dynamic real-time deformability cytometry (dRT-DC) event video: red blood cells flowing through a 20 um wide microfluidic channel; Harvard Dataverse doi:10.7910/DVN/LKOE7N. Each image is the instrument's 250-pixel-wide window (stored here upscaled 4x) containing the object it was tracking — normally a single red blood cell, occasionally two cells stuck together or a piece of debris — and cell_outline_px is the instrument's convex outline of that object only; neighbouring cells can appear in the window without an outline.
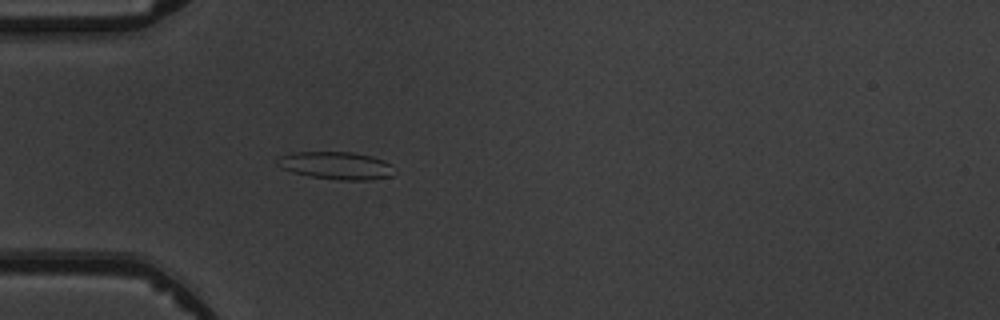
{"species": "common noctule bat (a hibernating species)", "species_latin": "Nyctalus noctula", "temperature_condition": "warm", "stored_images_in_passage": 2, "camera_frame_rate_fps": 3000, "um_per_image_px": 0.085, "animal": {"sex": "male", "body_mass_g": 19.5, "forearm_length_mm": 54.6}, "frame": {"image": 1, "passage_image": 2, "time_ms": 1.333, "image_size_px": [1000, 320], "cell_outline_px": [[396, 172], [392, 176], [368, 180], [340, 180], [312, 176], [292, 172], [280, 168], [276, 164], [276, 156], [292, 152], [352, 152], [372, 156], [384, 160], [392, 164]], "centroid_in_image_um": [28.57, 14.06], "position_along_channel_um": 56.4, "area_um2": 19.13}}